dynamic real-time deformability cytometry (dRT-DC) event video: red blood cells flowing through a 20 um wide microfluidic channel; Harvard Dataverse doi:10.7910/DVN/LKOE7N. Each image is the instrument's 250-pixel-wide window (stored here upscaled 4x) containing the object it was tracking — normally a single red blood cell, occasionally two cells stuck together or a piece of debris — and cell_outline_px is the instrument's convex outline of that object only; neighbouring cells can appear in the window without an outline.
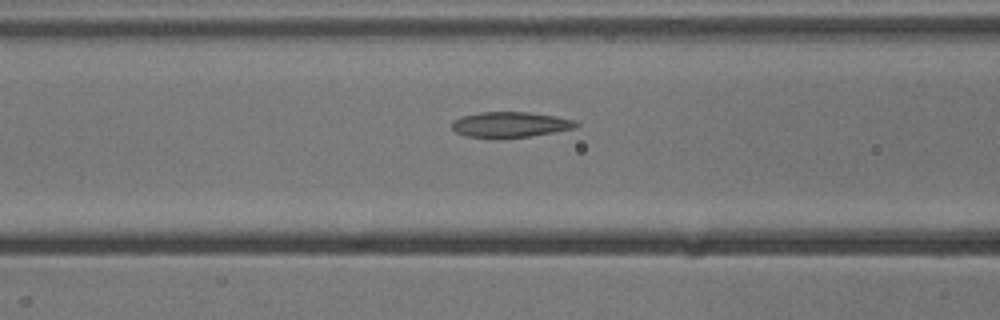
{"species": "common noctule bat (a hibernating species)", "species_latin": "Nyctalus noctula", "temperature_condition": "cold", "stored_images_in_passage": 13, "camera_frame_rate_fps": 3000, "um_per_image_px": 0.085, "animal": {"sex": "male", "body_mass_g": 13.3}, "frame": {"image": 1, "passage_image": 11, "time_ms": 3.333, "image_size_px": [1000, 320], "cell_outline_px": [[580, 124], [576, 128], [528, 136], [468, 136], [456, 132], [452, 128], [452, 120], [460, 116], [480, 112], [528, 112], [556, 116], [576, 120]], "centroid_in_image_um": [43.4, 10.55], "position_along_channel_um": 123.2, "area_um2": 17.98}}